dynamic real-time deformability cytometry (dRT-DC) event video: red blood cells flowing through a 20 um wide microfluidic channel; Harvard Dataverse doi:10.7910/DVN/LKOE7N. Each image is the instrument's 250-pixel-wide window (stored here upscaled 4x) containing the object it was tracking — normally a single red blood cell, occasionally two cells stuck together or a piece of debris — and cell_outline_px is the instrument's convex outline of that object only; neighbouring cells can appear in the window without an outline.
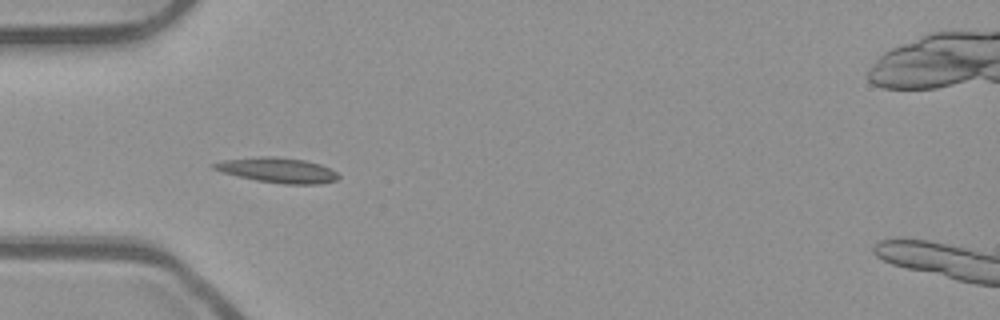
{"species": "common noctule bat (a hibernating species)", "species_latin": "Nyctalus noctula", "temperature_condition": "room temperature", "stored_images_in_passage": 39, "camera_frame_rate_fps": 3000, "um_per_image_px": 0.085, "animal": {"sex": "male", "body_mass_g": 23.1, "forearm_length_mm": 52.7}, "frame": {"image": 1, "passage_image": 3, "time_ms": 0.667, "image_size_px": [1000, 320], "cell_outline_px": [[340, 176], [336, 180], [320, 184], [284, 184], [256, 180], [224, 172], [212, 168], [212, 164], [224, 160], [260, 156], [272, 156], [304, 160], [320, 164], [336, 172]], "centroid_in_image_um": [23.63, 14.46], "position_along_channel_um": 61.4, "area_um2": 17.92}}
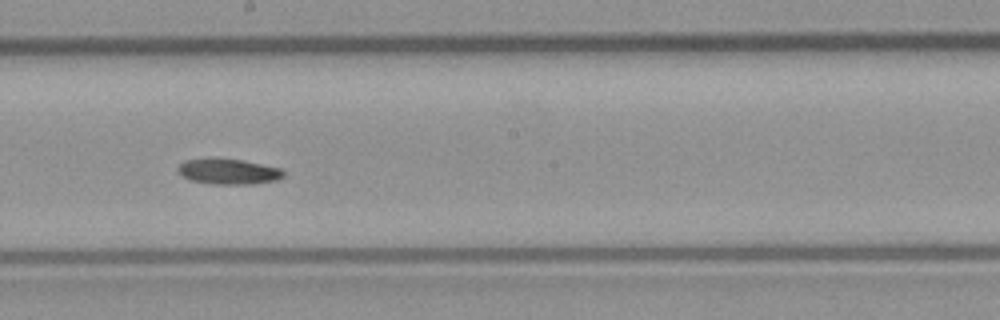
{"frame": {"image": 2, "passage_image": 16, "time_ms": 5.0, "image_size_px": [1000, 320], "cell_outline_px": [[284, 176], [280, 180], [256, 184], [212, 184], [188, 180], [180, 176], [176, 172], [176, 168], [184, 160], [244, 160], [280, 168], [284, 172]], "centroid_in_image_um": [19.42, 14.62], "position_along_channel_um": 228.8, "area_um2": 15.66}}
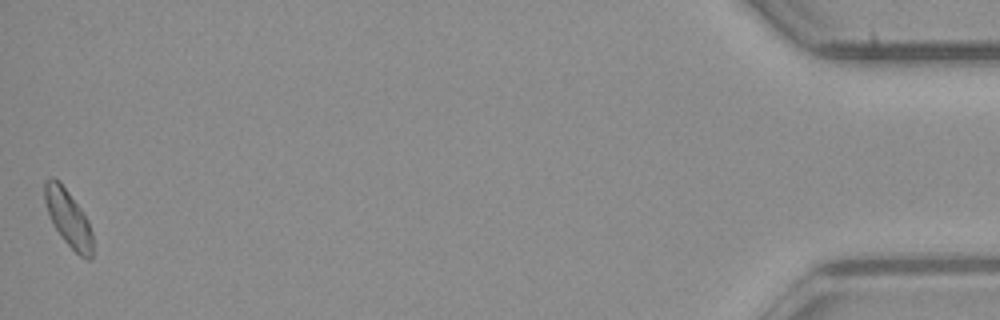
{"frame": {"image": 3, "passage_image": 39, "time_ms": 12.667, "image_size_px": [1000, 320], "cell_outline_px": [[92, 260], [88, 260], [80, 256], [64, 240], [56, 228], [48, 212], [44, 200], [44, 180], [52, 176], [60, 180], [80, 208], [88, 220], [92, 232]], "centroid_in_image_um": [5.8, 18.5], "position_along_channel_um": 429.4, "area_um2": 15.78}}